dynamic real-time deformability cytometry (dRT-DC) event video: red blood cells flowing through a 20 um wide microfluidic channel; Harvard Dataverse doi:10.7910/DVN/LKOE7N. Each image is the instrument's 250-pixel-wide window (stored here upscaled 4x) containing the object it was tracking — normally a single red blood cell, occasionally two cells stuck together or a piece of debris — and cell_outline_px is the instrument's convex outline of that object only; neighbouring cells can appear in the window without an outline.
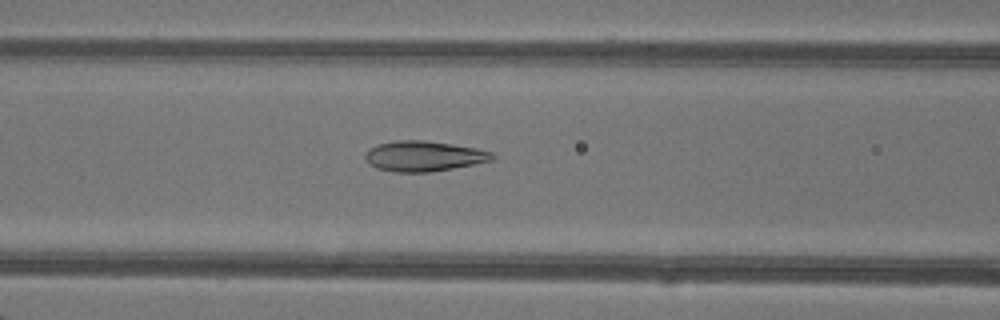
{"species": "common noctule bat (a hibernating species)", "species_latin": "Nyctalus noctula", "temperature_condition": "warm", "stored_images_in_passage": 34, "camera_frame_rate_fps": 3000, "um_per_image_px": 0.085, "animal": {"sex": "female"}, "frame": {"image": 1, "passage_image": 7, "time_ms": 2.0, "image_size_px": [1000, 320], "cell_outline_px": [[496, 156], [492, 160], [452, 168], [428, 172], [396, 172], [376, 168], [368, 164], [364, 156], [364, 152], [368, 148], [376, 144], [396, 140], [424, 140], [452, 144], [476, 148], [492, 152]], "centroid_in_image_um": [35.96, 13.26], "position_along_channel_um": 130.6, "area_um2": 22.54}}
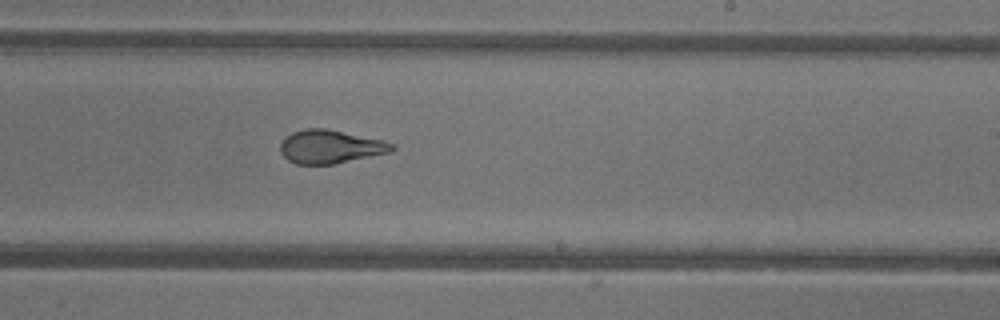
{"frame": {"image": 2, "passage_image": 16, "time_ms": 5.0, "image_size_px": [1000, 320], "cell_outline_px": [[396, 148], [392, 152], [332, 164], [296, 164], [288, 160], [280, 152], [280, 144], [292, 132], [304, 128], [328, 128], [384, 140], [392, 144]], "centroid_in_image_um": [28.09, 12.46], "position_along_channel_um": 260.9, "area_um2": 21.79}}
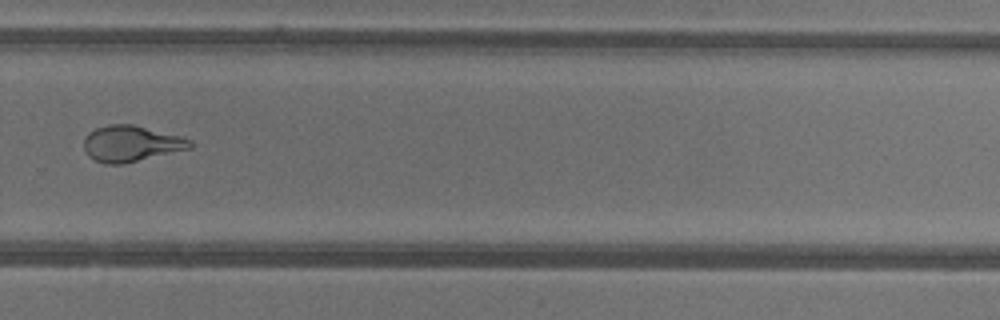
{"frame": {"image": 3, "passage_image": 20, "time_ms": 6.333, "image_size_px": [1000, 320], "cell_outline_px": [[192, 148], [124, 164], [104, 164], [88, 156], [84, 148], [84, 140], [88, 132], [96, 128], [108, 124], [132, 124], [180, 136], [192, 140]], "centroid_in_image_um": [11.13, 12.21], "position_along_channel_um": 318.7, "area_um2": 22.31}, "authors_computed_cell_mechanics": {"area_um2": 22.6576, "velocity_mm_per_s": 4.3486, "shape_relaxation_time_tau1_ms": 9.4047, "shape_relaxation_time_tau2_ms": 0.8059, "deformation_change_tau1": 0.2914, "deformation_change_tau2": 0.0741}}